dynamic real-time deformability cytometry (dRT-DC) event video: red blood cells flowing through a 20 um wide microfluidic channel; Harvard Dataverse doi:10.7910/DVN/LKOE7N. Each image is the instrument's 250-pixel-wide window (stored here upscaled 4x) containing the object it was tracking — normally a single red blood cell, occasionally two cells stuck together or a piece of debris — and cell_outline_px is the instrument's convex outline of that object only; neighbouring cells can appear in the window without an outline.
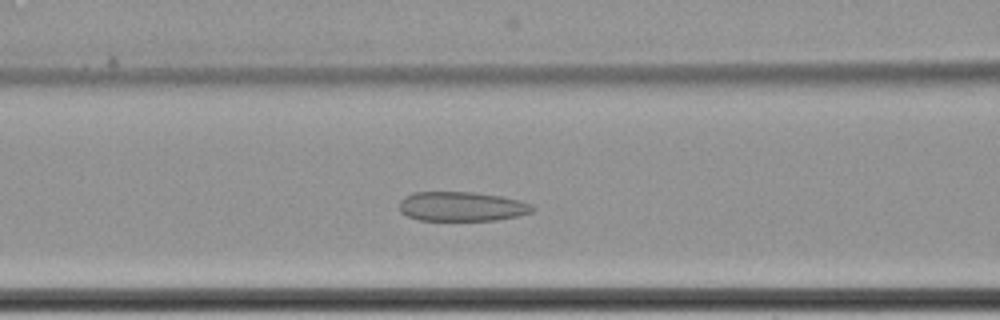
{"species": "common noctule bat (a hibernating species)", "species_latin": "Nyctalus noctula", "temperature_condition": "cold", "stored_images_in_passage": 48, "camera_frame_rate_fps": 3000, "um_per_image_px": 0.085, "animal": {"sex": "female", "body_mass_g": 22.7, "forearm_length_mm": 54.2}, "frame": {"image": 1, "passage_image": 13, "time_ms": 4.0, "image_size_px": [1000, 320], "cell_outline_px": [[536, 208], [532, 212], [520, 216], [496, 220], [420, 220], [408, 216], [400, 212], [400, 200], [404, 196], [412, 192], [476, 192], [500, 196], [520, 200], [532, 204]], "centroid_in_image_um": [39.27, 17.54], "position_along_channel_um": 127.3, "area_um2": 23.06}}
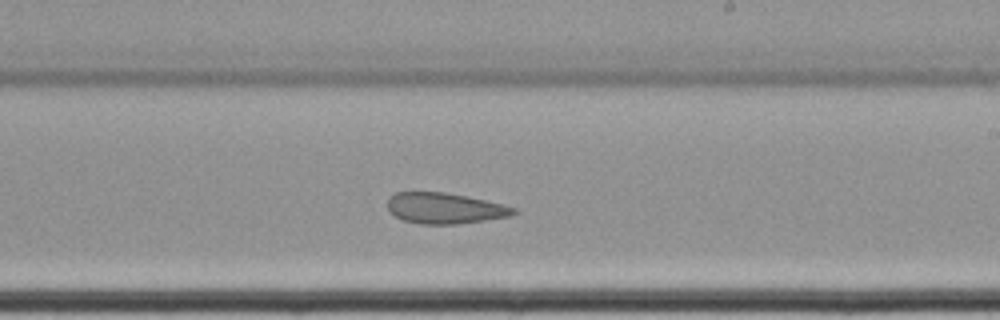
{"frame": {"image": 2, "passage_image": 24, "time_ms": 7.667, "image_size_px": [1000, 320], "cell_outline_px": [[516, 212], [508, 216], [484, 220], [456, 224], [420, 224], [404, 220], [388, 212], [388, 196], [396, 192], [444, 192], [468, 196], [516, 208]], "centroid_in_image_um": [37.74, 17.69], "position_along_channel_um": 251.3, "area_um2": 22.48}}
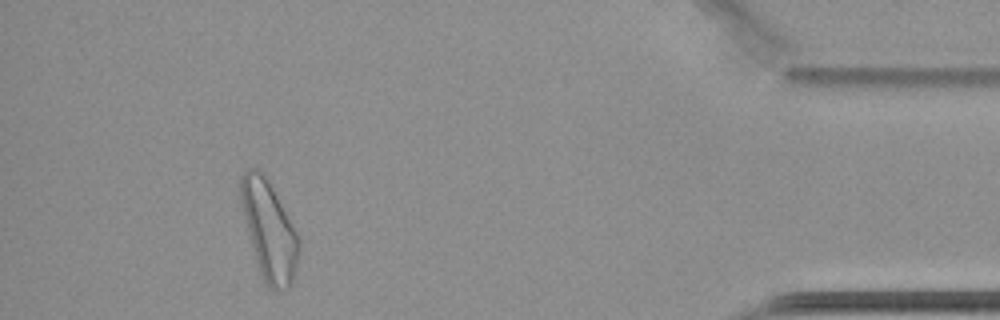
{"frame": {"image": 3, "passage_image": 43, "time_ms": 14.0, "image_size_px": [1000, 320], "cell_outline_px": [[300, 252], [296, 268], [292, 280], [288, 288], [280, 292], [276, 292], [264, 280], [260, 272], [248, 232], [240, 200], [240, 176], [248, 168], [256, 168], [264, 176], [296, 232], [300, 240]], "centroid_in_image_um": [22.87, 19.63], "position_along_channel_um": 412.3, "area_um2": 32.37}, "authors_computed_cell_mechanics": {"area_um2": 24.8251, "velocity_mm_per_s": 3.3879, "shape_relaxation_time_tau1_ms": null, "shape_relaxation_time_tau2_ms": 8.3375, "deformation_change_tau1": null, "deformation_change_tau2": 0.1464}}